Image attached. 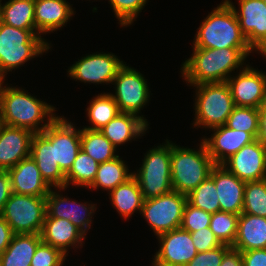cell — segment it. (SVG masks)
I'll return each instance as SVG.
<instances>
[{
  "mask_svg": "<svg viewBox=\"0 0 266 266\" xmlns=\"http://www.w3.org/2000/svg\"><path fill=\"white\" fill-rule=\"evenodd\" d=\"M253 51L252 48H193L192 56L181 65V76L187 85L226 82L233 76L232 71H240L247 65L245 60Z\"/></svg>",
  "mask_w": 266,
  "mask_h": 266,
  "instance_id": "cell-1",
  "label": "cell"
},
{
  "mask_svg": "<svg viewBox=\"0 0 266 266\" xmlns=\"http://www.w3.org/2000/svg\"><path fill=\"white\" fill-rule=\"evenodd\" d=\"M55 109L53 105L29 94L24 88L5 85L0 119L2 124L24 128L34 134L42 133L58 117L54 113Z\"/></svg>",
  "mask_w": 266,
  "mask_h": 266,
  "instance_id": "cell-2",
  "label": "cell"
},
{
  "mask_svg": "<svg viewBox=\"0 0 266 266\" xmlns=\"http://www.w3.org/2000/svg\"><path fill=\"white\" fill-rule=\"evenodd\" d=\"M194 37L193 48H251L225 0L204 18Z\"/></svg>",
  "mask_w": 266,
  "mask_h": 266,
  "instance_id": "cell-3",
  "label": "cell"
},
{
  "mask_svg": "<svg viewBox=\"0 0 266 266\" xmlns=\"http://www.w3.org/2000/svg\"><path fill=\"white\" fill-rule=\"evenodd\" d=\"M188 148L171 141V183L174 191L188 195L206 180L216 165L204 142Z\"/></svg>",
  "mask_w": 266,
  "mask_h": 266,
  "instance_id": "cell-4",
  "label": "cell"
},
{
  "mask_svg": "<svg viewBox=\"0 0 266 266\" xmlns=\"http://www.w3.org/2000/svg\"><path fill=\"white\" fill-rule=\"evenodd\" d=\"M51 44L37 30H22L0 21V76L47 53Z\"/></svg>",
  "mask_w": 266,
  "mask_h": 266,
  "instance_id": "cell-5",
  "label": "cell"
},
{
  "mask_svg": "<svg viewBox=\"0 0 266 266\" xmlns=\"http://www.w3.org/2000/svg\"><path fill=\"white\" fill-rule=\"evenodd\" d=\"M195 87V117L193 126L212 129L226 124L235 104L226 82L203 83Z\"/></svg>",
  "mask_w": 266,
  "mask_h": 266,
  "instance_id": "cell-6",
  "label": "cell"
},
{
  "mask_svg": "<svg viewBox=\"0 0 266 266\" xmlns=\"http://www.w3.org/2000/svg\"><path fill=\"white\" fill-rule=\"evenodd\" d=\"M142 165L133 172L144 200L173 191L171 183V141L152 147L144 154Z\"/></svg>",
  "mask_w": 266,
  "mask_h": 266,
  "instance_id": "cell-7",
  "label": "cell"
},
{
  "mask_svg": "<svg viewBox=\"0 0 266 266\" xmlns=\"http://www.w3.org/2000/svg\"><path fill=\"white\" fill-rule=\"evenodd\" d=\"M46 214V196L12 193L1 216L15 234H40Z\"/></svg>",
  "mask_w": 266,
  "mask_h": 266,
  "instance_id": "cell-8",
  "label": "cell"
},
{
  "mask_svg": "<svg viewBox=\"0 0 266 266\" xmlns=\"http://www.w3.org/2000/svg\"><path fill=\"white\" fill-rule=\"evenodd\" d=\"M187 196L177 191L146 199L141 213L156 236L180 228Z\"/></svg>",
  "mask_w": 266,
  "mask_h": 266,
  "instance_id": "cell-9",
  "label": "cell"
},
{
  "mask_svg": "<svg viewBox=\"0 0 266 266\" xmlns=\"http://www.w3.org/2000/svg\"><path fill=\"white\" fill-rule=\"evenodd\" d=\"M115 94L114 98L120 112L131 113L140 116L141 109L150 101V89L147 79L133 67L125 63L117 72L112 81Z\"/></svg>",
  "mask_w": 266,
  "mask_h": 266,
  "instance_id": "cell-10",
  "label": "cell"
},
{
  "mask_svg": "<svg viewBox=\"0 0 266 266\" xmlns=\"http://www.w3.org/2000/svg\"><path fill=\"white\" fill-rule=\"evenodd\" d=\"M41 134L53 145L54 163L66 175L81 150V129L58 115Z\"/></svg>",
  "mask_w": 266,
  "mask_h": 266,
  "instance_id": "cell-11",
  "label": "cell"
},
{
  "mask_svg": "<svg viewBox=\"0 0 266 266\" xmlns=\"http://www.w3.org/2000/svg\"><path fill=\"white\" fill-rule=\"evenodd\" d=\"M225 1L235 12L247 43L266 59V4L264 0H238V9L231 0Z\"/></svg>",
  "mask_w": 266,
  "mask_h": 266,
  "instance_id": "cell-12",
  "label": "cell"
},
{
  "mask_svg": "<svg viewBox=\"0 0 266 266\" xmlns=\"http://www.w3.org/2000/svg\"><path fill=\"white\" fill-rule=\"evenodd\" d=\"M113 53L96 52L89 54L75 62L68 69V77L84 83L112 84L118 70L125 62Z\"/></svg>",
  "mask_w": 266,
  "mask_h": 266,
  "instance_id": "cell-13",
  "label": "cell"
},
{
  "mask_svg": "<svg viewBox=\"0 0 266 266\" xmlns=\"http://www.w3.org/2000/svg\"><path fill=\"white\" fill-rule=\"evenodd\" d=\"M59 189V191H57ZM66 187H59L56 190L51 189L46 196V217L63 218L71 221L85 236L91 229L92 217L96 211V205L93 203H79L69 197H63L61 191ZM88 203V204H87Z\"/></svg>",
  "mask_w": 266,
  "mask_h": 266,
  "instance_id": "cell-14",
  "label": "cell"
},
{
  "mask_svg": "<svg viewBox=\"0 0 266 266\" xmlns=\"http://www.w3.org/2000/svg\"><path fill=\"white\" fill-rule=\"evenodd\" d=\"M221 165L244 182L266 179V147L255 139Z\"/></svg>",
  "mask_w": 266,
  "mask_h": 266,
  "instance_id": "cell-15",
  "label": "cell"
},
{
  "mask_svg": "<svg viewBox=\"0 0 266 266\" xmlns=\"http://www.w3.org/2000/svg\"><path fill=\"white\" fill-rule=\"evenodd\" d=\"M235 106L258 108L266 89V73L249 64L226 81Z\"/></svg>",
  "mask_w": 266,
  "mask_h": 266,
  "instance_id": "cell-16",
  "label": "cell"
},
{
  "mask_svg": "<svg viewBox=\"0 0 266 266\" xmlns=\"http://www.w3.org/2000/svg\"><path fill=\"white\" fill-rule=\"evenodd\" d=\"M159 249L154 259L163 266H186L196 255L191 234L181 228L157 236Z\"/></svg>",
  "mask_w": 266,
  "mask_h": 266,
  "instance_id": "cell-17",
  "label": "cell"
},
{
  "mask_svg": "<svg viewBox=\"0 0 266 266\" xmlns=\"http://www.w3.org/2000/svg\"><path fill=\"white\" fill-rule=\"evenodd\" d=\"M34 133L20 127H0V170H9L30 156Z\"/></svg>",
  "mask_w": 266,
  "mask_h": 266,
  "instance_id": "cell-18",
  "label": "cell"
},
{
  "mask_svg": "<svg viewBox=\"0 0 266 266\" xmlns=\"http://www.w3.org/2000/svg\"><path fill=\"white\" fill-rule=\"evenodd\" d=\"M210 177L214 180L217 189L220 211L240 215L243 211L246 182L221 164H216L213 167Z\"/></svg>",
  "mask_w": 266,
  "mask_h": 266,
  "instance_id": "cell-19",
  "label": "cell"
},
{
  "mask_svg": "<svg viewBox=\"0 0 266 266\" xmlns=\"http://www.w3.org/2000/svg\"><path fill=\"white\" fill-rule=\"evenodd\" d=\"M214 132L210 138L201 139L215 164H222L243 146L253 142L255 138L246 131H238L227 126L212 128Z\"/></svg>",
  "mask_w": 266,
  "mask_h": 266,
  "instance_id": "cell-20",
  "label": "cell"
},
{
  "mask_svg": "<svg viewBox=\"0 0 266 266\" xmlns=\"http://www.w3.org/2000/svg\"><path fill=\"white\" fill-rule=\"evenodd\" d=\"M40 236L44 243L58 248L66 256L69 248H80L85 241V235L71 221L55 217H45Z\"/></svg>",
  "mask_w": 266,
  "mask_h": 266,
  "instance_id": "cell-21",
  "label": "cell"
},
{
  "mask_svg": "<svg viewBox=\"0 0 266 266\" xmlns=\"http://www.w3.org/2000/svg\"><path fill=\"white\" fill-rule=\"evenodd\" d=\"M12 193L47 196L52 189L43 179L36 162L31 156L24 158L8 170Z\"/></svg>",
  "mask_w": 266,
  "mask_h": 266,
  "instance_id": "cell-22",
  "label": "cell"
},
{
  "mask_svg": "<svg viewBox=\"0 0 266 266\" xmlns=\"http://www.w3.org/2000/svg\"><path fill=\"white\" fill-rule=\"evenodd\" d=\"M74 14L72 5L66 0H35V27L40 35L61 29Z\"/></svg>",
  "mask_w": 266,
  "mask_h": 266,
  "instance_id": "cell-23",
  "label": "cell"
},
{
  "mask_svg": "<svg viewBox=\"0 0 266 266\" xmlns=\"http://www.w3.org/2000/svg\"><path fill=\"white\" fill-rule=\"evenodd\" d=\"M149 123L143 115L119 112L100 129L102 134L116 147L134 141L146 134Z\"/></svg>",
  "mask_w": 266,
  "mask_h": 266,
  "instance_id": "cell-24",
  "label": "cell"
},
{
  "mask_svg": "<svg viewBox=\"0 0 266 266\" xmlns=\"http://www.w3.org/2000/svg\"><path fill=\"white\" fill-rule=\"evenodd\" d=\"M30 156L50 187H65V174L58 163H54L53 145L41 133L33 135Z\"/></svg>",
  "mask_w": 266,
  "mask_h": 266,
  "instance_id": "cell-25",
  "label": "cell"
},
{
  "mask_svg": "<svg viewBox=\"0 0 266 266\" xmlns=\"http://www.w3.org/2000/svg\"><path fill=\"white\" fill-rule=\"evenodd\" d=\"M232 248L239 251L266 248V218L241 213L238 217L237 236Z\"/></svg>",
  "mask_w": 266,
  "mask_h": 266,
  "instance_id": "cell-26",
  "label": "cell"
},
{
  "mask_svg": "<svg viewBox=\"0 0 266 266\" xmlns=\"http://www.w3.org/2000/svg\"><path fill=\"white\" fill-rule=\"evenodd\" d=\"M41 242L40 234H15L0 256V266H31L32 257Z\"/></svg>",
  "mask_w": 266,
  "mask_h": 266,
  "instance_id": "cell-27",
  "label": "cell"
},
{
  "mask_svg": "<svg viewBox=\"0 0 266 266\" xmlns=\"http://www.w3.org/2000/svg\"><path fill=\"white\" fill-rule=\"evenodd\" d=\"M108 194L113 204L112 206H114L123 219L127 220L137 211L141 213L144 198L139 184L133 175Z\"/></svg>",
  "mask_w": 266,
  "mask_h": 266,
  "instance_id": "cell-28",
  "label": "cell"
},
{
  "mask_svg": "<svg viewBox=\"0 0 266 266\" xmlns=\"http://www.w3.org/2000/svg\"><path fill=\"white\" fill-rule=\"evenodd\" d=\"M0 0V21L6 25L22 29L36 30L34 9L35 0Z\"/></svg>",
  "mask_w": 266,
  "mask_h": 266,
  "instance_id": "cell-29",
  "label": "cell"
},
{
  "mask_svg": "<svg viewBox=\"0 0 266 266\" xmlns=\"http://www.w3.org/2000/svg\"><path fill=\"white\" fill-rule=\"evenodd\" d=\"M126 164L119 155L112 160L99 163L95 179L88 188L90 190L101 188L109 193L133 175Z\"/></svg>",
  "mask_w": 266,
  "mask_h": 266,
  "instance_id": "cell-30",
  "label": "cell"
},
{
  "mask_svg": "<svg viewBox=\"0 0 266 266\" xmlns=\"http://www.w3.org/2000/svg\"><path fill=\"white\" fill-rule=\"evenodd\" d=\"M81 149L98 163H104L118 156L116 147L100 130L82 128Z\"/></svg>",
  "mask_w": 266,
  "mask_h": 266,
  "instance_id": "cell-31",
  "label": "cell"
},
{
  "mask_svg": "<svg viewBox=\"0 0 266 266\" xmlns=\"http://www.w3.org/2000/svg\"><path fill=\"white\" fill-rule=\"evenodd\" d=\"M86 109L91 126H83V128L91 130H100L120 112L109 92L93 97Z\"/></svg>",
  "mask_w": 266,
  "mask_h": 266,
  "instance_id": "cell-32",
  "label": "cell"
},
{
  "mask_svg": "<svg viewBox=\"0 0 266 266\" xmlns=\"http://www.w3.org/2000/svg\"><path fill=\"white\" fill-rule=\"evenodd\" d=\"M98 166L99 163L81 149L65 175V187L72 184L75 187L88 188L95 179Z\"/></svg>",
  "mask_w": 266,
  "mask_h": 266,
  "instance_id": "cell-33",
  "label": "cell"
},
{
  "mask_svg": "<svg viewBox=\"0 0 266 266\" xmlns=\"http://www.w3.org/2000/svg\"><path fill=\"white\" fill-rule=\"evenodd\" d=\"M187 196V202L211 214L220 211L214 180L209 176Z\"/></svg>",
  "mask_w": 266,
  "mask_h": 266,
  "instance_id": "cell-34",
  "label": "cell"
},
{
  "mask_svg": "<svg viewBox=\"0 0 266 266\" xmlns=\"http://www.w3.org/2000/svg\"><path fill=\"white\" fill-rule=\"evenodd\" d=\"M239 215L218 211L212 214L209 228L221 244L233 246L237 236Z\"/></svg>",
  "mask_w": 266,
  "mask_h": 266,
  "instance_id": "cell-35",
  "label": "cell"
},
{
  "mask_svg": "<svg viewBox=\"0 0 266 266\" xmlns=\"http://www.w3.org/2000/svg\"><path fill=\"white\" fill-rule=\"evenodd\" d=\"M242 213L266 218V179L246 182Z\"/></svg>",
  "mask_w": 266,
  "mask_h": 266,
  "instance_id": "cell-36",
  "label": "cell"
},
{
  "mask_svg": "<svg viewBox=\"0 0 266 266\" xmlns=\"http://www.w3.org/2000/svg\"><path fill=\"white\" fill-rule=\"evenodd\" d=\"M259 109L235 106L225 126L234 130L249 132L255 139L259 133Z\"/></svg>",
  "mask_w": 266,
  "mask_h": 266,
  "instance_id": "cell-37",
  "label": "cell"
},
{
  "mask_svg": "<svg viewBox=\"0 0 266 266\" xmlns=\"http://www.w3.org/2000/svg\"><path fill=\"white\" fill-rule=\"evenodd\" d=\"M148 0H109L115 17L121 27H128L136 21Z\"/></svg>",
  "mask_w": 266,
  "mask_h": 266,
  "instance_id": "cell-38",
  "label": "cell"
},
{
  "mask_svg": "<svg viewBox=\"0 0 266 266\" xmlns=\"http://www.w3.org/2000/svg\"><path fill=\"white\" fill-rule=\"evenodd\" d=\"M211 216V213L186 202L180 228L191 233L209 227Z\"/></svg>",
  "mask_w": 266,
  "mask_h": 266,
  "instance_id": "cell-39",
  "label": "cell"
},
{
  "mask_svg": "<svg viewBox=\"0 0 266 266\" xmlns=\"http://www.w3.org/2000/svg\"><path fill=\"white\" fill-rule=\"evenodd\" d=\"M65 257L61 250L42 241L32 257L31 266H63Z\"/></svg>",
  "mask_w": 266,
  "mask_h": 266,
  "instance_id": "cell-40",
  "label": "cell"
},
{
  "mask_svg": "<svg viewBox=\"0 0 266 266\" xmlns=\"http://www.w3.org/2000/svg\"><path fill=\"white\" fill-rule=\"evenodd\" d=\"M230 248V246L222 244L213 250L198 252L186 266H220L224 254Z\"/></svg>",
  "mask_w": 266,
  "mask_h": 266,
  "instance_id": "cell-41",
  "label": "cell"
},
{
  "mask_svg": "<svg viewBox=\"0 0 266 266\" xmlns=\"http://www.w3.org/2000/svg\"><path fill=\"white\" fill-rule=\"evenodd\" d=\"M190 234L197 252L210 251L222 245L209 227Z\"/></svg>",
  "mask_w": 266,
  "mask_h": 266,
  "instance_id": "cell-42",
  "label": "cell"
},
{
  "mask_svg": "<svg viewBox=\"0 0 266 266\" xmlns=\"http://www.w3.org/2000/svg\"><path fill=\"white\" fill-rule=\"evenodd\" d=\"M243 266H266V248L241 251Z\"/></svg>",
  "mask_w": 266,
  "mask_h": 266,
  "instance_id": "cell-43",
  "label": "cell"
},
{
  "mask_svg": "<svg viewBox=\"0 0 266 266\" xmlns=\"http://www.w3.org/2000/svg\"><path fill=\"white\" fill-rule=\"evenodd\" d=\"M12 194L11 180L8 170H0V215L3 212L5 203Z\"/></svg>",
  "mask_w": 266,
  "mask_h": 266,
  "instance_id": "cell-44",
  "label": "cell"
},
{
  "mask_svg": "<svg viewBox=\"0 0 266 266\" xmlns=\"http://www.w3.org/2000/svg\"><path fill=\"white\" fill-rule=\"evenodd\" d=\"M14 235L15 233L9 224L0 215V256L8 247Z\"/></svg>",
  "mask_w": 266,
  "mask_h": 266,
  "instance_id": "cell-45",
  "label": "cell"
},
{
  "mask_svg": "<svg viewBox=\"0 0 266 266\" xmlns=\"http://www.w3.org/2000/svg\"><path fill=\"white\" fill-rule=\"evenodd\" d=\"M220 266H243L241 251L231 247L224 254Z\"/></svg>",
  "mask_w": 266,
  "mask_h": 266,
  "instance_id": "cell-46",
  "label": "cell"
},
{
  "mask_svg": "<svg viewBox=\"0 0 266 266\" xmlns=\"http://www.w3.org/2000/svg\"><path fill=\"white\" fill-rule=\"evenodd\" d=\"M259 133L257 140L266 147V113H259Z\"/></svg>",
  "mask_w": 266,
  "mask_h": 266,
  "instance_id": "cell-47",
  "label": "cell"
},
{
  "mask_svg": "<svg viewBox=\"0 0 266 266\" xmlns=\"http://www.w3.org/2000/svg\"><path fill=\"white\" fill-rule=\"evenodd\" d=\"M259 113H266V89L264 92L262 102H261L260 107H259Z\"/></svg>",
  "mask_w": 266,
  "mask_h": 266,
  "instance_id": "cell-48",
  "label": "cell"
},
{
  "mask_svg": "<svg viewBox=\"0 0 266 266\" xmlns=\"http://www.w3.org/2000/svg\"><path fill=\"white\" fill-rule=\"evenodd\" d=\"M6 76H0V107H1V101H2V94H3V90L5 88L4 80H5ZM4 85V86H3Z\"/></svg>",
  "mask_w": 266,
  "mask_h": 266,
  "instance_id": "cell-49",
  "label": "cell"
},
{
  "mask_svg": "<svg viewBox=\"0 0 266 266\" xmlns=\"http://www.w3.org/2000/svg\"><path fill=\"white\" fill-rule=\"evenodd\" d=\"M151 264L152 266H163L162 264H159L158 262H156L154 259Z\"/></svg>",
  "mask_w": 266,
  "mask_h": 266,
  "instance_id": "cell-50",
  "label": "cell"
}]
</instances>
